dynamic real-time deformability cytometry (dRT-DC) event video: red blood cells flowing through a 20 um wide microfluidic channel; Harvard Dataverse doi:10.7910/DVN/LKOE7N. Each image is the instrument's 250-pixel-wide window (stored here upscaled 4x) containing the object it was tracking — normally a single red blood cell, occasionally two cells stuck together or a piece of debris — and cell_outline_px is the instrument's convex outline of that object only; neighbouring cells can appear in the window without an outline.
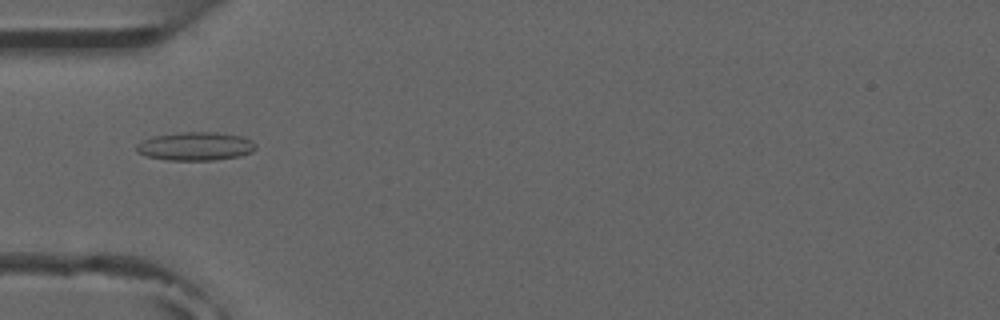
{"species": "common noctule bat (a hibernating species)", "species_latin": "Nyctalus noctula", "temperature_condition": "room temperature", "stored_images_in_passage": 4, "camera_frame_rate_fps": 3000, "um_per_image_px": 0.085, "animal": {"sex": "male", "forearm_length_mm": 52.5}, "frame": {"image": 1, "passage_image": 4, "time_ms": 4.333, "image_size_px": [1000, 320], "cell_outline_px": [[256, 148], [252, 152], [240, 156], [212, 160], [168, 160], [148, 156], [136, 152], [136, 144], [152, 136], [180, 132], [216, 132], [240, 136], [252, 140], [256, 144]], "centroid_in_image_um": [16.62, 12.43], "position_along_channel_um": 68.4, "area_um2": 19.77}}